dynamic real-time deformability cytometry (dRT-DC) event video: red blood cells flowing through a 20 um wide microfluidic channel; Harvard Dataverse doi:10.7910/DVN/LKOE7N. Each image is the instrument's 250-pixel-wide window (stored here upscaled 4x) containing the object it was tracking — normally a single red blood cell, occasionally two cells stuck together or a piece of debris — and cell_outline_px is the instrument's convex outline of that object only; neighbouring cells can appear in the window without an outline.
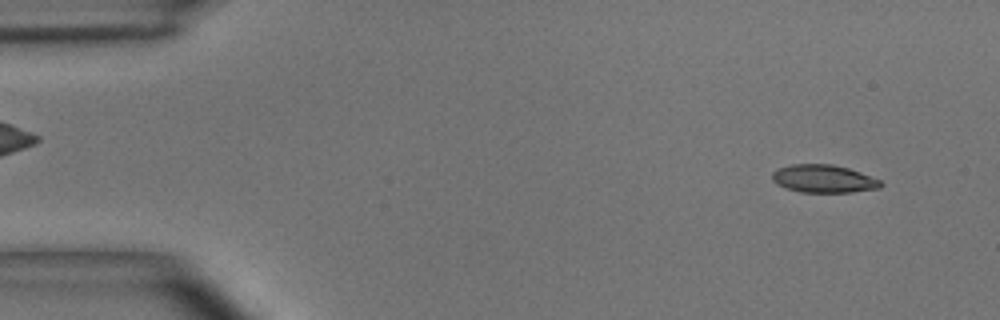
{"species": "common noctule bat (a hibernating species)", "species_latin": "Nyctalus noctula", "temperature_condition": "room temperature", "stored_images_in_passage": 46, "camera_frame_rate_fps": 3000, "um_per_image_px": 0.085, "animal": {"sex": "male", "body_mass_g": 15.6}, "frame": {"image": 1, "passage_image": 1, "time_ms": 0.0, "image_size_px": [1000, 320], "cell_outline_px": [[884, 184], [880, 188], [852, 192], [800, 192], [784, 188], [776, 184], [772, 180], [772, 172], [776, 168], [792, 164], [832, 164], [848, 168], [860, 172], [880, 180]], "centroid_in_image_um": [69.97, 15.19], "position_along_channel_um": 15.0, "area_um2": 17.8}}
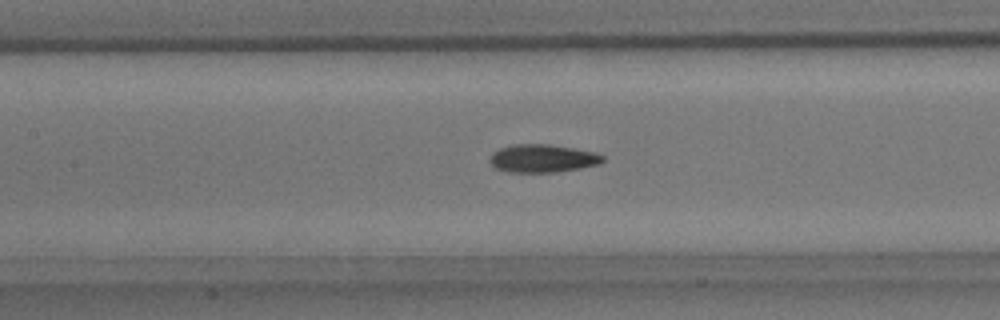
{"frame": {"image": 2, "passage_image": 19, "time_ms": 6.0, "image_size_px": [1000, 320], "cell_outline_px": [[604, 160], [600, 164], [580, 168], [556, 172], [508, 172], [496, 168], [488, 160], [492, 152], [500, 148], [512, 144], [548, 144], [596, 152], [604, 156]], "centroid_in_image_um": [46.11, 13.46], "position_along_channel_um": 161.3, "area_um2": 18.5}}
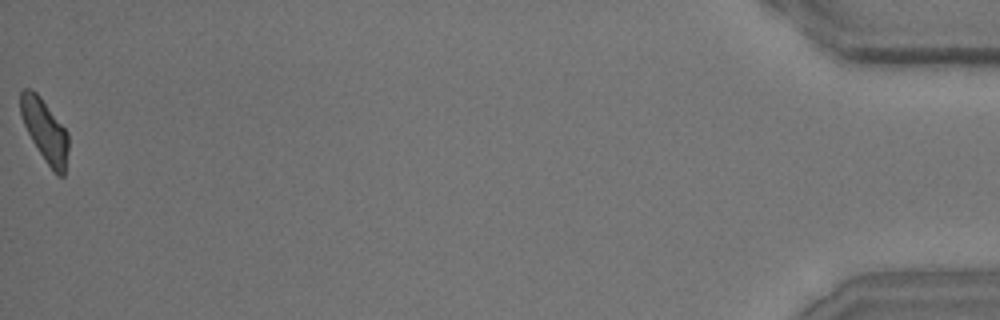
{"frame": {"image": 3, "passage_image": 46, "time_ms": 15.0, "image_size_px": [1000, 320], "cell_outline_px": [[68, 152], [64, 176], [56, 176], [52, 172], [44, 160], [32, 140], [24, 124], [20, 112], [20, 92], [24, 88], [28, 88], [36, 92], [40, 96], [68, 132]], "centroid_in_image_um": [3.82, 11.13], "position_along_channel_um": 431.4, "area_um2": 17.46}, "authors_computed_cell_mechanics": {"area_um2": 17.9758, "velocity_mm_per_s": 4.079, "shape_relaxation_time_tau1_ms": 4.4128, "shape_relaxation_time_tau2_ms": 2.8925, "deformation_change_tau1": 0.1579, "deformation_change_tau2": 0.0974}}